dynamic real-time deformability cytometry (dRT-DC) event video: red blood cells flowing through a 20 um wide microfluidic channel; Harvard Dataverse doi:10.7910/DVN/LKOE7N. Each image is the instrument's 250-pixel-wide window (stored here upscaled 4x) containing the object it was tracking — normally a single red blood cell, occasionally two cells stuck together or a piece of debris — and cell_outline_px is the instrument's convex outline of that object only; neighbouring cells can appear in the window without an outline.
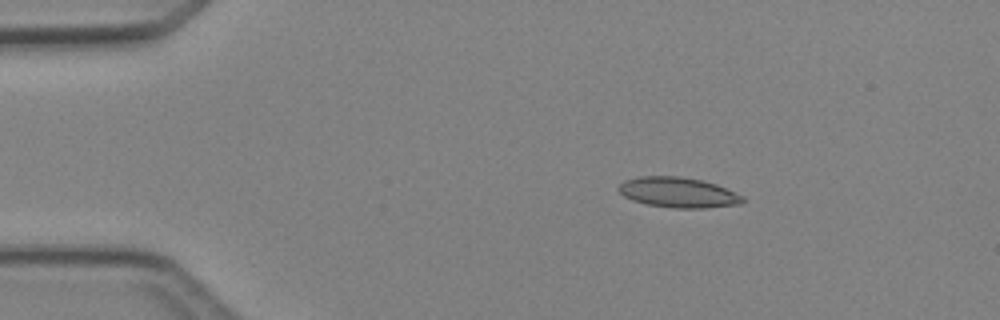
{"species": "Egyptian fruit bat (a non-hibernating species)", "species_latin": "Rousettus aegyptiacus", "temperature_condition": "cold", "stored_images_in_passage": 3, "camera_frame_rate_fps": 3000, "um_per_image_px": 0.085, "animal": {"sex": "female"}, "frame": {"image": 1, "passage_image": 1, "time_ms": 0.0, "image_size_px": [1000, 320], "cell_outline_px": [[744, 200], [740, 204], [704, 208], [672, 208], [648, 204], [632, 200], [624, 196], [616, 188], [624, 180], [640, 176], [680, 176], [700, 180], [716, 184], [744, 196]], "centroid_in_image_um": [57.63, 16.35], "position_along_channel_um": 27.4, "area_um2": 21.85}}
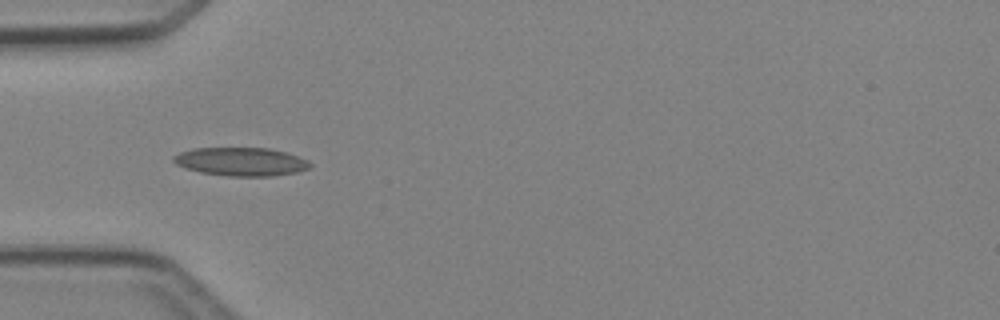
{"frame": {"image": 2, "passage_image": 3, "time_ms": 2.333, "image_size_px": [1000, 320], "cell_outline_px": [[312, 164], [308, 168], [296, 172], [272, 176], [228, 176], [200, 172], [184, 168], [176, 164], [172, 160], [172, 156], [180, 152], [196, 148], [268, 148], [284, 152], [308, 160]], "centroid_in_image_um": [20.45, 13.74], "position_along_channel_um": 64.6, "area_um2": 22.48}}